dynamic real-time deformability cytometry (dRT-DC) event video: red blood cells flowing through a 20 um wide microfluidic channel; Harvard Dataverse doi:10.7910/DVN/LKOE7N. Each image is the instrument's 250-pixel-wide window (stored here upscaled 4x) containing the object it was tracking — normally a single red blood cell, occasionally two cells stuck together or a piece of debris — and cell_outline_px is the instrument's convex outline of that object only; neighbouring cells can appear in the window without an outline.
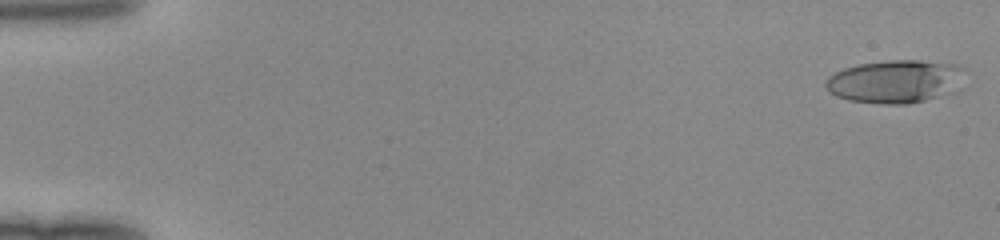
{"species": "human", "species_latin": "Homo sapiens", "temperature_condition": "room temperature", "stored_images_in_passage": 49, "camera_frame_rate_fps": 3000, "um_per_image_px": 0.085, "donor": {"sex": "female"}, "frame": {"image": 1, "passage_image": 1, "time_ms": 0.0, "image_size_px": [1000, 240], "cell_outline_px": [[968, 68], [960, 92], [908, 104], [888, 104], [848, 100], [836, 96], [828, 92], [824, 84], [824, 80], [828, 76], [844, 68], [860, 64], [888, 60], [920, 60], [956, 64]], "centroid_in_image_um": [76.21, 6.92], "position_along_channel_um": 8.8, "area_um2": 35.95}}
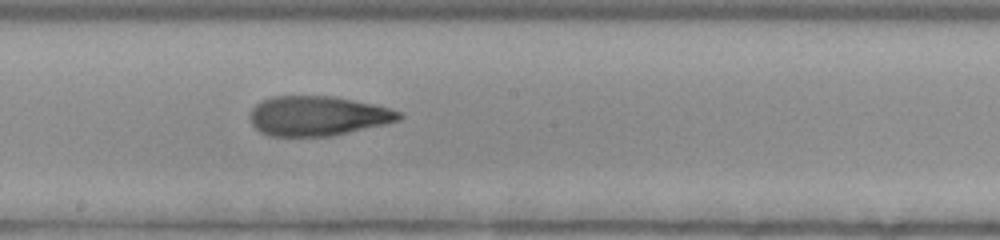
{"frame": {"image": 2, "passage_image": 28, "time_ms": 9.0, "image_size_px": [1000, 240], "cell_outline_px": [[404, 116], [400, 120], [384, 124], [332, 136], [268, 136], [260, 132], [252, 124], [248, 116], [252, 108], [260, 100], [272, 96], [332, 96], [372, 104], [388, 108], [400, 112]], "centroid_in_image_um": [26.95, 9.85], "position_along_channel_um": 221.2, "area_um2": 34.51}}
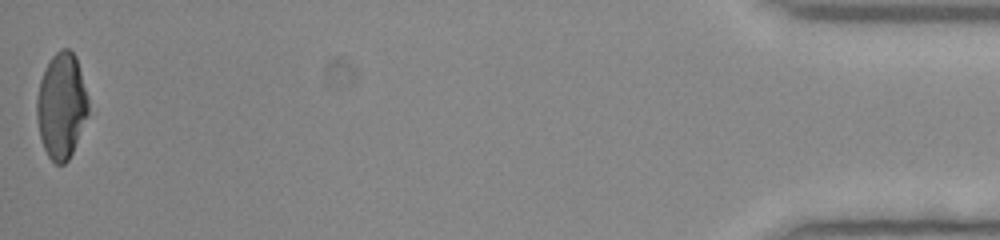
{"frame": {"image": 3, "passage_image": 49, "time_ms": 16.0, "image_size_px": [1000, 240], "cell_outline_px": [[96, 112], [68, 160], [64, 164], [56, 164], [48, 156], [44, 148], [40, 136], [36, 116], [36, 96], [40, 80], [44, 68], [52, 56], [60, 48], [68, 48], [76, 56]], "centroid_in_image_um": [5.34, 9.0], "position_along_channel_um": 429.9, "area_um2": 33.87}}